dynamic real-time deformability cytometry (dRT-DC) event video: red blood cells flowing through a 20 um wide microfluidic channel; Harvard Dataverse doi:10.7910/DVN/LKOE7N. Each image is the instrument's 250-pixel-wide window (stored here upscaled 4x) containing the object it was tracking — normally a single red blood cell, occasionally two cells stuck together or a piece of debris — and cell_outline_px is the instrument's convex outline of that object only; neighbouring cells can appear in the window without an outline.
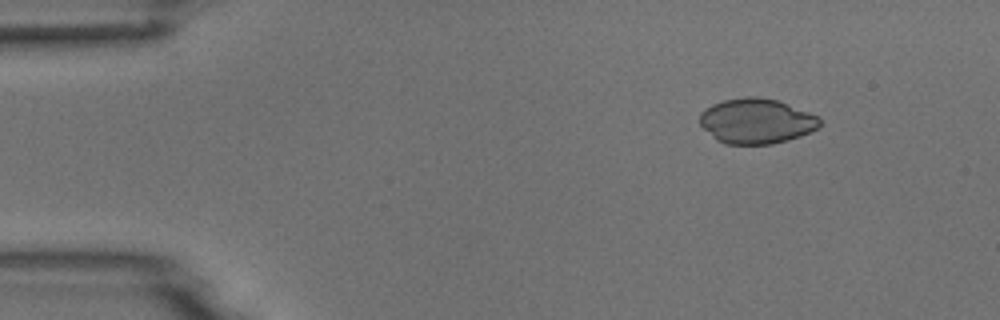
{"species": "common noctule bat (a hibernating species)", "species_latin": "Nyctalus noctula", "temperature_condition": "room temperature", "stored_images_in_passage": 4, "camera_frame_rate_fps": 3000, "um_per_image_px": 0.085, "animal": {"sex": "male", "body_mass_g": 18.8}, "frame": {"image": 1, "passage_image": 2, "time_ms": 0.333, "image_size_px": [1000, 320], "cell_outline_px": [[820, 124], [816, 128], [800, 136], [788, 140], [772, 144], [724, 144], [716, 140], [700, 124], [700, 112], [704, 108], [712, 104], [724, 100], [748, 96], [756, 96], [776, 100], [820, 116]], "centroid_in_image_um": [64.27, 10.29], "position_along_channel_um": 20.7, "area_um2": 31.5}}